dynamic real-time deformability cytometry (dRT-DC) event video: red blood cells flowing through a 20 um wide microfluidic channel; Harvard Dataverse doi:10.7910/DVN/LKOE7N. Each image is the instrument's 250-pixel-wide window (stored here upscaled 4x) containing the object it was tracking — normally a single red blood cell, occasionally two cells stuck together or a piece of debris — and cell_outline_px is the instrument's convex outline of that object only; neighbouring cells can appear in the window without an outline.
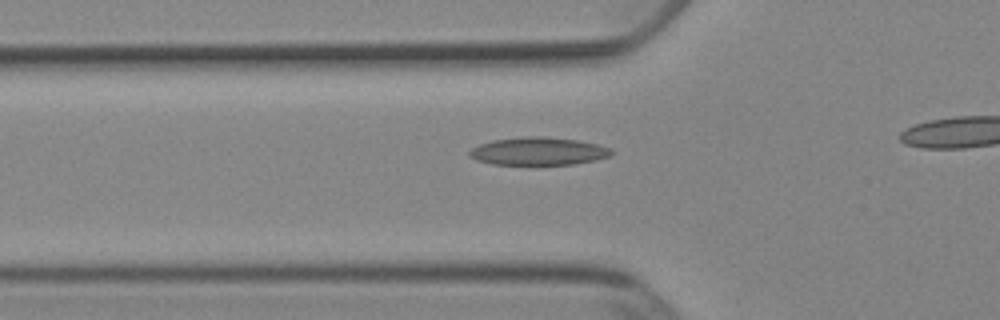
{"species": "Egyptian fruit bat (a non-hibernating species)", "species_latin": "Rousettus aegyptiacus", "temperature_condition": "cold", "stored_images_in_passage": 38, "camera_frame_rate_fps": 3000, "um_per_image_px": 0.085, "animal": {"sex": "female"}, "frame": {"image": 1, "passage_image": 13, "time_ms": 4.0, "image_size_px": [1000, 320], "cell_outline_px": [[612, 156], [596, 160], [572, 164], [492, 164], [476, 160], [468, 156], [468, 152], [472, 148], [480, 144], [492, 140], [524, 136], [544, 136], [576, 140], [596, 144], [612, 148]], "centroid_in_image_um": [45.75, 12.85], "position_along_channel_um": 80.0, "area_um2": 23.06}}
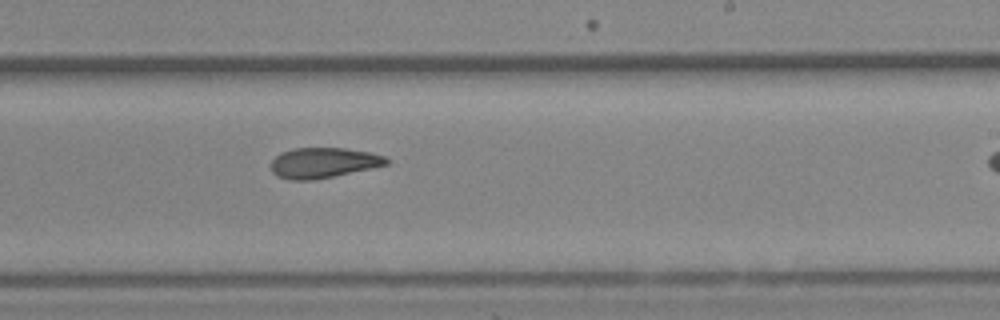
{"frame": {"image": 2, "passage_image": 27, "time_ms": 8.667, "image_size_px": [1000, 320], "cell_outline_px": [[388, 164], [372, 168], [312, 180], [288, 180], [276, 176], [272, 172], [272, 160], [280, 152], [292, 148], [344, 148], [368, 152], [384, 156], [388, 160]], "centroid_in_image_um": [27.44, 13.83], "position_along_channel_um": 261.6, "area_um2": 20.29}}
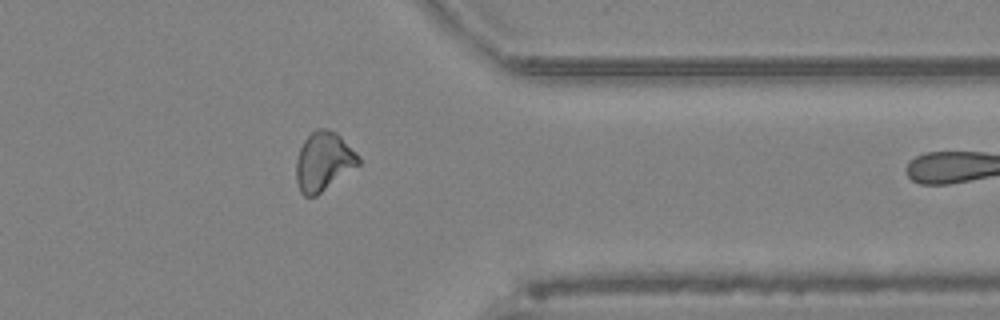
{"frame": {"image": 3, "passage_image": 37, "time_ms": 12.0, "image_size_px": [1000, 320], "cell_outline_px": [[360, 164], [316, 196], [304, 196], [300, 192], [296, 180], [296, 160], [300, 148], [304, 140], [316, 128], [328, 128], [336, 132], [360, 156]], "centroid_in_image_um": [27.49, 13.71], "position_along_channel_um": 383.9, "area_um2": 21.39}}